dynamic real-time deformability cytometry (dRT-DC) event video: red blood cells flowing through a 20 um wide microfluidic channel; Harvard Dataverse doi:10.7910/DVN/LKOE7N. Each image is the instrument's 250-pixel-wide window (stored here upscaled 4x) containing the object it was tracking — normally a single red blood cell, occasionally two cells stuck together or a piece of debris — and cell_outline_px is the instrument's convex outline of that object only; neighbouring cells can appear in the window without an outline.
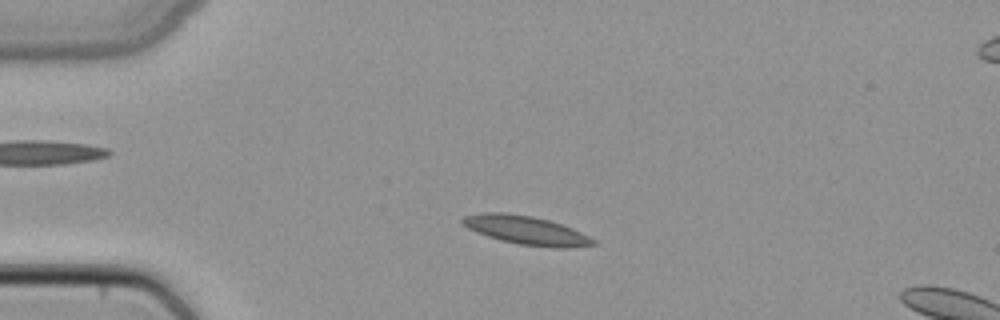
{"species": "common noctule bat (a hibernating species)", "species_latin": "Nyctalus noctula", "temperature_condition": "cold", "stored_images_in_passage": 3, "camera_frame_rate_fps": 3000, "um_per_image_px": 0.085, "animal": {"sex": "female", "body_mass_g": 22.7, "forearm_length_mm": 54.2}, "frame": {"image": 1, "passage_image": 2, "time_ms": 0.333, "image_size_px": [1000, 320], "cell_outline_px": [[600, 244], [568, 248], [556, 248], [520, 244], [500, 240], [476, 232], [460, 224], [460, 220], [464, 216], [484, 212], [504, 212], [532, 216], [548, 220], [572, 228], [596, 240]], "centroid_in_image_um": [44.72, 19.57], "position_along_channel_um": 40.3, "area_um2": 21.85}}